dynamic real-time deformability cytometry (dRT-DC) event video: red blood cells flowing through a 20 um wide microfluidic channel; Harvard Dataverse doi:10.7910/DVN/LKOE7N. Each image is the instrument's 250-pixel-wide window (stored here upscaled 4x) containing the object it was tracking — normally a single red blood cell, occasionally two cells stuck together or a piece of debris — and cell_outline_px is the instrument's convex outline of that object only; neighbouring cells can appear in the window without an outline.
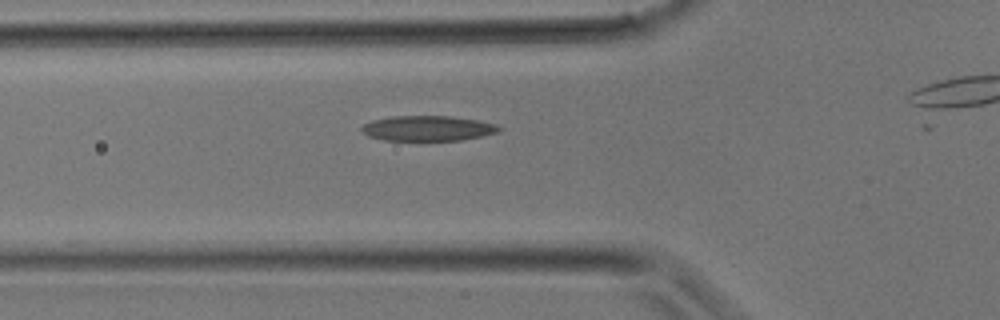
{"species": "common noctule bat (a hibernating species)", "species_latin": "Nyctalus noctula", "temperature_condition": "room temperature", "stored_images_in_passage": 8, "camera_frame_rate_fps": 3000, "um_per_image_px": 0.085, "animal": {"sex": "male", "body_mass_g": 17.9}, "frame": {"image": 1, "passage_image": 5, "time_ms": 1.333, "image_size_px": [1000, 320], "cell_outline_px": [[504, 128], [500, 132], [460, 140], [384, 140], [368, 136], [360, 132], [360, 128], [364, 124], [372, 120], [392, 116], [448, 116], [476, 120], [496, 124]], "centroid_in_image_um": [36.34, 10.9], "position_along_channel_um": 89.5, "area_um2": 20.17}}
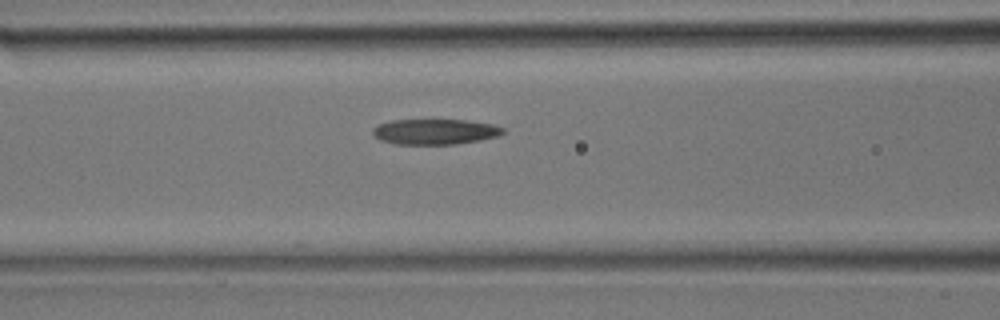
{"frame": {"image": 2, "passage_image": 7, "time_ms": 2.0, "image_size_px": [1000, 320], "cell_outline_px": [[504, 132], [496, 136], [480, 140], [456, 144], [396, 144], [380, 140], [372, 132], [372, 128], [388, 120], [464, 120], [492, 124], [504, 128]], "centroid_in_image_um": [36.95, 11.19], "position_along_channel_um": 129.7, "area_um2": 19.19}}